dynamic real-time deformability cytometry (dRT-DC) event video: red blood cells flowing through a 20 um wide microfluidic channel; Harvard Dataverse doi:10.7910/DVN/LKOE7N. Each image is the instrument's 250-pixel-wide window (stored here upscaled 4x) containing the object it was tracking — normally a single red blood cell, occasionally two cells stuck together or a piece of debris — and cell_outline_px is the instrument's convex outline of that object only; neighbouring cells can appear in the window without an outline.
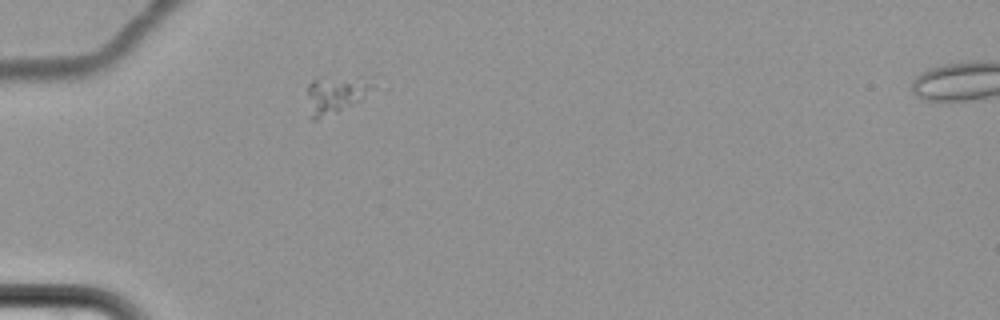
{"species": "common noctule bat (a hibernating species)", "species_latin": "Nyctalus noctula", "temperature_condition": "cold", "stored_images_in_passage": 2, "camera_frame_rate_fps": 3000, "um_per_image_px": 0.085, "animal": {"sex": "female", "body_mass_g": 22.7, "forearm_length_mm": 54.2}, "frame": {"image": 1, "passage_image": 1, "time_ms": 0.0, "image_size_px": [1000, 320], "cell_outline_px": [[372, 88], [360, 100], [336, 112], [316, 120], [312, 120], [308, 96], [308, 84], [312, 80], [360, 76], [372, 76]], "centroid_in_image_um": [28.58, 8.0], "position_along_channel_um": 56.4, "area_um2": 13.87}}